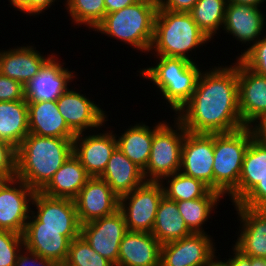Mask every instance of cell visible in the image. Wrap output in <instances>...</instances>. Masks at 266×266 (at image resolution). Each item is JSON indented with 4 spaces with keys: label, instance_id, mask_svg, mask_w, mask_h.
<instances>
[{
    "label": "cell",
    "instance_id": "cell-1",
    "mask_svg": "<svg viewBox=\"0 0 266 266\" xmlns=\"http://www.w3.org/2000/svg\"><path fill=\"white\" fill-rule=\"evenodd\" d=\"M234 60L201 72L190 100L174 115L188 132L219 134L246 127L239 110L238 58Z\"/></svg>",
    "mask_w": 266,
    "mask_h": 266
},
{
    "label": "cell",
    "instance_id": "cell-2",
    "mask_svg": "<svg viewBox=\"0 0 266 266\" xmlns=\"http://www.w3.org/2000/svg\"><path fill=\"white\" fill-rule=\"evenodd\" d=\"M73 139L29 133L17 148L15 177L41 191L73 154Z\"/></svg>",
    "mask_w": 266,
    "mask_h": 266
},
{
    "label": "cell",
    "instance_id": "cell-3",
    "mask_svg": "<svg viewBox=\"0 0 266 266\" xmlns=\"http://www.w3.org/2000/svg\"><path fill=\"white\" fill-rule=\"evenodd\" d=\"M210 41L190 13L157 10L149 55L183 58L198 63L196 51L206 47Z\"/></svg>",
    "mask_w": 266,
    "mask_h": 266
},
{
    "label": "cell",
    "instance_id": "cell-4",
    "mask_svg": "<svg viewBox=\"0 0 266 266\" xmlns=\"http://www.w3.org/2000/svg\"><path fill=\"white\" fill-rule=\"evenodd\" d=\"M154 64L136 72L140 79L148 80L156 88L167 108L176 115L193 95L204 68L183 58L154 56ZM149 66V67H148ZM202 68V69H200ZM169 106V107H168Z\"/></svg>",
    "mask_w": 266,
    "mask_h": 266
},
{
    "label": "cell",
    "instance_id": "cell-5",
    "mask_svg": "<svg viewBox=\"0 0 266 266\" xmlns=\"http://www.w3.org/2000/svg\"><path fill=\"white\" fill-rule=\"evenodd\" d=\"M157 9L141 1L108 13L94 29L95 33L127 44L133 51L148 54L154 37V20ZM129 45V46H128Z\"/></svg>",
    "mask_w": 266,
    "mask_h": 266
},
{
    "label": "cell",
    "instance_id": "cell-6",
    "mask_svg": "<svg viewBox=\"0 0 266 266\" xmlns=\"http://www.w3.org/2000/svg\"><path fill=\"white\" fill-rule=\"evenodd\" d=\"M260 131L255 127H244L214 134L213 191L227 197L238 186L245 152Z\"/></svg>",
    "mask_w": 266,
    "mask_h": 266
},
{
    "label": "cell",
    "instance_id": "cell-7",
    "mask_svg": "<svg viewBox=\"0 0 266 266\" xmlns=\"http://www.w3.org/2000/svg\"><path fill=\"white\" fill-rule=\"evenodd\" d=\"M173 117V123L168 119L153 123L150 158L143 170L146 181L160 182L164 177L180 171L182 144L187 130Z\"/></svg>",
    "mask_w": 266,
    "mask_h": 266
},
{
    "label": "cell",
    "instance_id": "cell-8",
    "mask_svg": "<svg viewBox=\"0 0 266 266\" xmlns=\"http://www.w3.org/2000/svg\"><path fill=\"white\" fill-rule=\"evenodd\" d=\"M164 196L160 182L146 181L132 192L119 198V210L123 213L130 232H152L159 203Z\"/></svg>",
    "mask_w": 266,
    "mask_h": 266
},
{
    "label": "cell",
    "instance_id": "cell-9",
    "mask_svg": "<svg viewBox=\"0 0 266 266\" xmlns=\"http://www.w3.org/2000/svg\"><path fill=\"white\" fill-rule=\"evenodd\" d=\"M68 88L56 101L59 112L68 127L75 133L90 132L108 125L110 114L91 98L82 94V89ZM78 90V91H77Z\"/></svg>",
    "mask_w": 266,
    "mask_h": 266
},
{
    "label": "cell",
    "instance_id": "cell-10",
    "mask_svg": "<svg viewBox=\"0 0 266 266\" xmlns=\"http://www.w3.org/2000/svg\"><path fill=\"white\" fill-rule=\"evenodd\" d=\"M35 193L17 177L0 179V230L23 235Z\"/></svg>",
    "mask_w": 266,
    "mask_h": 266
},
{
    "label": "cell",
    "instance_id": "cell-11",
    "mask_svg": "<svg viewBox=\"0 0 266 266\" xmlns=\"http://www.w3.org/2000/svg\"><path fill=\"white\" fill-rule=\"evenodd\" d=\"M238 97L243 124L261 130L266 125V76L254 72L239 58Z\"/></svg>",
    "mask_w": 266,
    "mask_h": 266
},
{
    "label": "cell",
    "instance_id": "cell-12",
    "mask_svg": "<svg viewBox=\"0 0 266 266\" xmlns=\"http://www.w3.org/2000/svg\"><path fill=\"white\" fill-rule=\"evenodd\" d=\"M261 10H265L264 7L227 3L223 33L231 35L237 44L241 43L245 48L235 58H240L266 34V12Z\"/></svg>",
    "mask_w": 266,
    "mask_h": 266
},
{
    "label": "cell",
    "instance_id": "cell-13",
    "mask_svg": "<svg viewBox=\"0 0 266 266\" xmlns=\"http://www.w3.org/2000/svg\"><path fill=\"white\" fill-rule=\"evenodd\" d=\"M106 128L103 130L101 127L99 132L94 130L79 133L73 139V154L90 177H100L103 174L117 147L115 130H111L113 126Z\"/></svg>",
    "mask_w": 266,
    "mask_h": 266
},
{
    "label": "cell",
    "instance_id": "cell-14",
    "mask_svg": "<svg viewBox=\"0 0 266 266\" xmlns=\"http://www.w3.org/2000/svg\"><path fill=\"white\" fill-rule=\"evenodd\" d=\"M25 228L81 229L74 200L36 191Z\"/></svg>",
    "mask_w": 266,
    "mask_h": 266
},
{
    "label": "cell",
    "instance_id": "cell-15",
    "mask_svg": "<svg viewBox=\"0 0 266 266\" xmlns=\"http://www.w3.org/2000/svg\"><path fill=\"white\" fill-rule=\"evenodd\" d=\"M214 241L210 234L192 233L162 244L160 266H203L218 253Z\"/></svg>",
    "mask_w": 266,
    "mask_h": 266
},
{
    "label": "cell",
    "instance_id": "cell-16",
    "mask_svg": "<svg viewBox=\"0 0 266 266\" xmlns=\"http://www.w3.org/2000/svg\"><path fill=\"white\" fill-rule=\"evenodd\" d=\"M127 232L124 215L117 210L112 215L81 225L80 235L92 249L116 266L120 243Z\"/></svg>",
    "mask_w": 266,
    "mask_h": 266
},
{
    "label": "cell",
    "instance_id": "cell-17",
    "mask_svg": "<svg viewBox=\"0 0 266 266\" xmlns=\"http://www.w3.org/2000/svg\"><path fill=\"white\" fill-rule=\"evenodd\" d=\"M214 134L186 131L181 150L180 172L213 190Z\"/></svg>",
    "mask_w": 266,
    "mask_h": 266
},
{
    "label": "cell",
    "instance_id": "cell-18",
    "mask_svg": "<svg viewBox=\"0 0 266 266\" xmlns=\"http://www.w3.org/2000/svg\"><path fill=\"white\" fill-rule=\"evenodd\" d=\"M56 53L25 85L26 101H53L57 100L69 87L76 76V71L66 67V62L60 61ZM65 65V66H64ZM66 67V68H65Z\"/></svg>",
    "mask_w": 266,
    "mask_h": 266
},
{
    "label": "cell",
    "instance_id": "cell-19",
    "mask_svg": "<svg viewBox=\"0 0 266 266\" xmlns=\"http://www.w3.org/2000/svg\"><path fill=\"white\" fill-rule=\"evenodd\" d=\"M74 202L81 225L119 210V197L100 177H90Z\"/></svg>",
    "mask_w": 266,
    "mask_h": 266
},
{
    "label": "cell",
    "instance_id": "cell-20",
    "mask_svg": "<svg viewBox=\"0 0 266 266\" xmlns=\"http://www.w3.org/2000/svg\"><path fill=\"white\" fill-rule=\"evenodd\" d=\"M24 43L22 46L0 49V74L22 83L24 86L34 78L43 66L56 54L39 52L37 47ZM42 53V54H41Z\"/></svg>",
    "mask_w": 266,
    "mask_h": 266
},
{
    "label": "cell",
    "instance_id": "cell-21",
    "mask_svg": "<svg viewBox=\"0 0 266 266\" xmlns=\"http://www.w3.org/2000/svg\"><path fill=\"white\" fill-rule=\"evenodd\" d=\"M80 232L81 229L25 228L24 247L62 266L71 241L80 236Z\"/></svg>",
    "mask_w": 266,
    "mask_h": 266
},
{
    "label": "cell",
    "instance_id": "cell-22",
    "mask_svg": "<svg viewBox=\"0 0 266 266\" xmlns=\"http://www.w3.org/2000/svg\"><path fill=\"white\" fill-rule=\"evenodd\" d=\"M234 209L240 226L233 245L246 256L266 258V210L244 206Z\"/></svg>",
    "mask_w": 266,
    "mask_h": 266
},
{
    "label": "cell",
    "instance_id": "cell-23",
    "mask_svg": "<svg viewBox=\"0 0 266 266\" xmlns=\"http://www.w3.org/2000/svg\"><path fill=\"white\" fill-rule=\"evenodd\" d=\"M266 177V135L260 131L245 152L238 186L227 196L238 204L263 178Z\"/></svg>",
    "mask_w": 266,
    "mask_h": 266
},
{
    "label": "cell",
    "instance_id": "cell-24",
    "mask_svg": "<svg viewBox=\"0 0 266 266\" xmlns=\"http://www.w3.org/2000/svg\"><path fill=\"white\" fill-rule=\"evenodd\" d=\"M161 246L150 232L128 231L120 243L116 266H160Z\"/></svg>",
    "mask_w": 266,
    "mask_h": 266
},
{
    "label": "cell",
    "instance_id": "cell-25",
    "mask_svg": "<svg viewBox=\"0 0 266 266\" xmlns=\"http://www.w3.org/2000/svg\"><path fill=\"white\" fill-rule=\"evenodd\" d=\"M29 133L41 137L74 138L58 110L57 101H27Z\"/></svg>",
    "mask_w": 266,
    "mask_h": 266
},
{
    "label": "cell",
    "instance_id": "cell-26",
    "mask_svg": "<svg viewBox=\"0 0 266 266\" xmlns=\"http://www.w3.org/2000/svg\"><path fill=\"white\" fill-rule=\"evenodd\" d=\"M120 198L146 182L143 170L130 161L117 147L100 176Z\"/></svg>",
    "mask_w": 266,
    "mask_h": 266
},
{
    "label": "cell",
    "instance_id": "cell-27",
    "mask_svg": "<svg viewBox=\"0 0 266 266\" xmlns=\"http://www.w3.org/2000/svg\"><path fill=\"white\" fill-rule=\"evenodd\" d=\"M115 133L117 148L139 168L144 170L150 158L151 145L154 136V125L139 121ZM134 125V126H133ZM123 132V133H122Z\"/></svg>",
    "mask_w": 266,
    "mask_h": 266
},
{
    "label": "cell",
    "instance_id": "cell-28",
    "mask_svg": "<svg viewBox=\"0 0 266 266\" xmlns=\"http://www.w3.org/2000/svg\"><path fill=\"white\" fill-rule=\"evenodd\" d=\"M89 178L80 160L72 154L40 192L53 198L74 200Z\"/></svg>",
    "mask_w": 266,
    "mask_h": 266
},
{
    "label": "cell",
    "instance_id": "cell-29",
    "mask_svg": "<svg viewBox=\"0 0 266 266\" xmlns=\"http://www.w3.org/2000/svg\"><path fill=\"white\" fill-rule=\"evenodd\" d=\"M28 134L27 101H0V139L17 149Z\"/></svg>",
    "mask_w": 266,
    "mask_h": 266
},
{
    "label": "cell",
    "instance_id": "cell-30",
    "mask_svg": "<svg viewBox=\"0 0 266 266\" xmlns=\"http://www.w3.org/2000/svg\"><path fill=\"white\" fill-rule=\"evenodd\" d=\"M161 244L180 240L192 234L180 215L174 200L162 197L151 232Z\"/></svg>",
    "mask_w": 266,
    "mask_h": 266
},
{
    "label": "cell",
    "instance_id": "cell-31",
    "mask_svg": "<svg viewBox=\"0 0 266 266\" xmlns=\"http://www.w3.org/2000/svg\"><path fill=\"white\" fill-rule=\"evenodd\" d=\"M224 198L219 192L210 190L204 197L187 200V201H176L178 211L186 226L192 233H207L205 224H207L215 213L217 206L222 205L220 202ZM221 203V204H219ZM204 227V228H203Z\"/></svg>",
    "mask_w": 266,
    "mask_h": 266
},
{
    "label": "cell",
    "instance_id": "cell-32",
    "mask_svg": "<svg viewBox=\"0 0 266 266\" xmlns=\"http://www.w3.org/2000/svg\"><path fill=\"white\" fill-rule=\"evenodd\" d=\"M227 3V0H198L189 12L211 41L222 33Z\"/></svg>",
    "mask_w": 266,
    "mask_h": 266
},
{
    "label": "cell",
    "instance_id": "cell-33",
    "mask_svg": "<svg viewBox=\"0 0 266 266\" xmlns=\"http://www.w3.org/2000/svg\"><path fill=\"white\" fill-rule=\"evenodd\" d=\"M162 184L164 195L174 201H187L204 197L211 189L202 181L176 172L164 177Z\"/></svg>",
    "mask_w": 266,
    "mask_h": 266
},
{
    "label": "cell",
    "instance_id": "cell-34",
    "mask_svg": "<svg viewBox=\"0 0 266 266\" xmlns=\"http://www.w3.org/2000/svg\"><path fill=\"white\" fill-rule=\"evenodd\" d=\"M63 2L74 27L79 28L84 25L94 31L106 15L104 0H64Z\"/></svg>",
    "mask_w": 266,
    "mask_h": 266
},
{
    "label": "cell",
    "instance_id": "cell-35",
    "mask_svg": "<svg viewBox=\"0 0 266 266\" xmlns=\"http://www.w3.org/2000/svg\"><path fill=\"white\" fill-rule=\"evenodd\" d=\"M62 266H115L111 261L98 254L80 235L74 238L68 256Z\"/></svg>",
    "mask_w": 266,
    "mask_h": 266
},
{
    "label": "cell",
    "instance_id": "cell-36",
    "mask_svg": "<svg viewBox=\"0 0 266 266\" xmlns=\"http://www.w3.org/2000/svg\"><path fill=\"white\" fill-rule=\"evenodd\" d=\"M23 247V235L0 230V266H15L17 255Z\"/></svg>",
    "mask_w": 266,
    "mask_h": 266
},
{
    "label": "cell",
    "instance_id": "cell-37",
    "mask_svg": "<svg viewBox=\"0 0 266 266\" xmlns=\"http://www.w3.org/2000/svg\"><path fill=\"white\" fill-rule=\"evenodd\" d=\"M239 59L254 72L266 76V34Z\"/></svg>",
    "mask_w": 266,
    "mask_h": 266
},
{
    "label": "cell",
    "instance_id": "cell-38",
    "mask_svg": "<svg viewBox=\"0 0 266 266\" xmlns=\"http://www.w3.org/2000/svg\"><path fill=\"white\" fill-rule=\"evenodd\" d=\"M17 149L0 139V179H11L16 175Z\"/></svg>",
    "mask_w": 266,
    "mask_h": 266
},
{
    "label": "cell",
    "instance_id": "cell-39",
    "mask_svg": "<svg viewBox=\"0 0 266 266\" xmlns=\"http://www.w3.org/2000/svg\"><path fill=\"white\" fill-rule=\"evenodd\" d=\"M26 100L25 86L0 74V101Z\"/></svg>",
    "mask_w": 266,
    "mask_h": 266
},
{
    "label": "cell",
    "instance_id": "cell-40",
    "mask_svg": "<svg viewBox=\"0 0 266 266\" xmlns=\"http://www.w3.org/2000/svg\"><path fill=\"white\" fill-rule=\"evenodd\" d=\"M233 206H244L258 210H266V177L257 184L238 204Z\"/></svg>",
    "mask_w": 266,
    "mask_h": 266
},
{
    "label": "cell",
    "instance_id": "cell-41",
    "mask_svg": "<svg viewBox=\"0 0 266 266\" xmlns=\"http://www.w3.org/2000/svg\"><path fill=\"white\" fill-rule=\"evenodd\" d=\"M15 266H61L50 259L43 258L25 247L18 253Z\"/></svg>",
    "mask_w": 266,
    "mask_h": 266
},
{
    "label": "cell",
    "instance_id": "cell-42",
    "mask_svg": "<svg viewBox=\"0 0 266 266\" xmlns=\"http://www.w3.org/2000/svg\"><path fill=\"white\" fill-rule=\"evenodd\" d=\"M198 0H165L163 6L157 10L174 12H190Z\"/></svg>",
    "mask_w": 266,
    "mask_h": 266
},
{
    "label": "cell",
    "instance_id": "cell-43",
    "mask_svg": "<svg viewBox=\"0 0 266 266\" xmlns=\"http://www.w3.org/2000/svg\"><path fill=\"white\" fill-rule=\"evenodd\" d=\"M231 255L228 254V259L226 258L225 265L226 266H251L250 265V256L244 255L241 251H239L233 243Z\"/></svg>",
    "mask_w": 266,
    "mask_h": 266
},
{
    "label": "cell",
    "instance_id": "cell-44",
    "mask_svg": "<svg viewBox=\"0 0 266 266\" xmlns=\"http://www.w3.org/2000/svg\"><path fill=\"white\" fill-rule=\"evenodd\" d=\"M63 0H60V2ZM59 2V0H30V17L31 16H41L42 13H45V11L49 10L53 5H56L54 3Z\"/></svg>",
    "mask_w": 266,
    "mask_h": 266
},
{
    "label": "cell",
    "instance_id": "cell-45",
    "mask_svg": "<svg viewBox=\"0 0 266 266\" xmlns=\"http://www.w3.org/2000/svg\"><path fill=\"white\" fill-rule=\"evenodd\" d=\"M137 2V0H104L106 14L112 13Z\"/></svg>",
    "mask_w": 266,
    "mask_h": 266
},
{
    "label": "cell",
    "instance_id": "cell-46",
    "mask_svg": "<svg viewBox=\"0 0 266 266\" xmlns=\"http://www.w3.org/2000/svg\"><path fill=\"white\" fill-rule=\"evenodd\" d=\"M14 8L15 11H20V13L30 16V0H7Z\"/></svg>",
    "mask_w": 266,
    "mask_h": 266
},
{
    "label": "cell",
    "instance_id": "cell-47",
    "mask_svg": "<svg viewBox=\"0 0 266 266\" xmlns=\"http://www.w3.org/2000/svg\"><path fill=\"white\" fill-rule=\"evenodd\" d=\"M230 3L250 5L254 7H263L266 0H227ZM263 4V5H262Z\"/></svg>",
    "mask_w": 266,
    "mask_h": 266
},
{
    "label": "cell",
    "instance_id": "cell-48",
    "mask_svg": "<svg viewBox=\"0 0 266 266\" xmlns=\"http://www.w3.org/2000/svg\"><path fill=\"white\" fill-rule=\"evenodd\" d=\"M224 259L225 258L221 259V255L218 252V256H214L208 263L204 264L203 266H226Z\"/></svg>",
    "mask_w": 266,
    "mask_h": 266
},
{
    "label": "cell",
    "instance_id": "cell-49",
    "mask_svg": "<svg viewBox=\"0 0 266 266\" xmlns=\"http://www.w3.org/2000/svg\"><path fill=\"white\" fill-rule=\"evenodd\" d=\"M251 266H266V258L250 256Z\"/></svg>",
    "mask_w": 266,
    "mask_h": 266
},
{
    "label": "cell",
    "instance_id": "cell-50",
    "mask_svg": "<svg viewBox=\"0 0 266 266\" xmlns=\"http://www.w3.org/2000/svg\"><path fill=\"white\" fill-rule=\"evenodd\" d=\"M137 1L148 3L152 6H154L156 9H160L165 2V0H137Z\"/></svg>",
    "mask_w": 266,
    "mask_h": 266
},
{
    "label": "cell",
    "instance_id": "cell-51",
    "mask_svg": "<svg viewBox=\"0 0 266 266\" xmlns=\"http://www.w3.org/2000/svg\"><path fill=\"white\" fill-rule=\"evenodd\" d=\"M261 131L266 135V125L261 129Z\"/></svg>",
    "mask_w": 266,
    "mask_h": 266
}]
</instances>
